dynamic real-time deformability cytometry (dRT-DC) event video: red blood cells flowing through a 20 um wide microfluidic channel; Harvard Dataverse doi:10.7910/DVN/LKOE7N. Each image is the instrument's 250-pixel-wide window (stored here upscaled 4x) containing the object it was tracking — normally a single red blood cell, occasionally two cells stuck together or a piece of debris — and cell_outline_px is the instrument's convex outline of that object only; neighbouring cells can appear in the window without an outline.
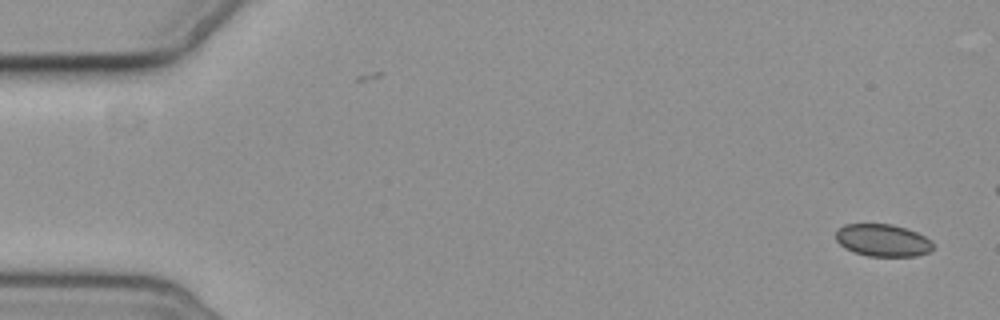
{"species": "common noctule bat (a hibernating species)", "species_latin": "Nyctalus noctula", "temperature_condition": "cold", "stored_images_in_passage": 6, "camera_frame_rate_fps": 3000, "um_per_image_px": 0.085, "animal": {"sex": "female", "body_mass_g": 19.3, "forearm_length_mm": 54.1}, "frame": {"image": 1, "passage_image": 1, "time_ms": 0.0, "image_size_px": [1000, 320], "cell_outline_px": [[932, 252], [916, 256], [868, 256], [844, 248], [836, 240], [836, 232], [844, 224], [892, 224], [916, 232], [932, 240]], "centroid_in_image_um": [75.05, 20.43], "position_along_channel_um": 10.0, "area_um2": 18.26}}